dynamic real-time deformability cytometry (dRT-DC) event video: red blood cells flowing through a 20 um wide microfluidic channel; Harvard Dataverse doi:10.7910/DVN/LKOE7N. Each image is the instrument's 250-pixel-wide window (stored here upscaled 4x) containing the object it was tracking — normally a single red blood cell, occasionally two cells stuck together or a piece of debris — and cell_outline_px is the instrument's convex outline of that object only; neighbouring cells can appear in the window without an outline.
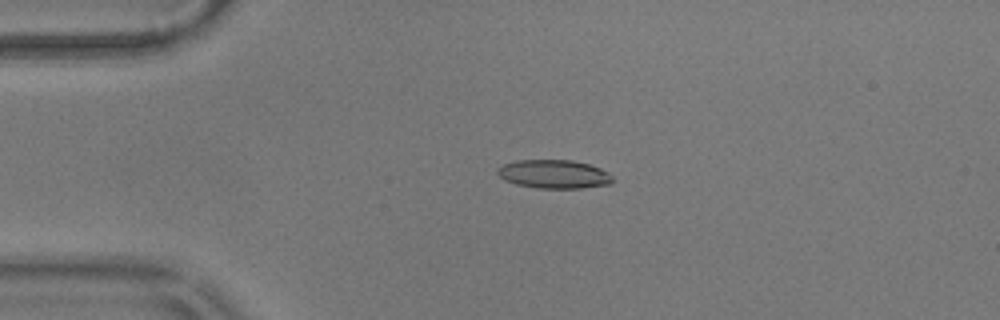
{"species": "common noctule bat (a hibernating species)", "species_latin": "Nyctalus noctula", "temperature_condition": "warm", "stored_images_in_passage": 57, "camera_frame_rate_fps": 3000, "um_per_image_px": 0.085, "animal": {"sex": "male", "body_mass_g": 17.9}, "frame": {"image": 1, "passage_image": 13, "time_ms": 4.0, "image_size_px": [1000, 320], "cell_outline_px": [[612, 184], [580, 188], [536, 188], [516, 184], [504, 180], [496, 172], [496, 168], [504, 164], [516, 160], [572, 160], [588, 164], [600, 168], [608, 172], [612, 176]], "centroid_in_image_um": [47.07, 14.8], "position_along_channel_um": 37.9, "area_um2": 19.25}}
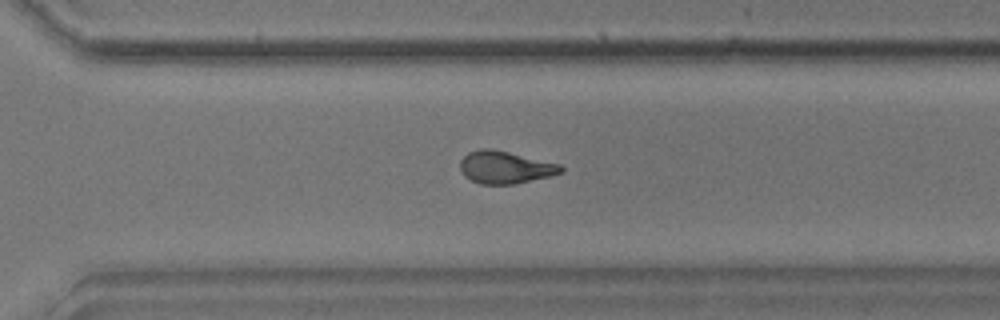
{"frame": {"image": 2, "passage_image": 40, "time_ms": 13.0, "image_size_px": [1000, 320], "cell_outline_px": [[564, 172], [548, 176], [512, 184], [480, 184], [464, 176], [460, 168], [460, 160], [468, 152], [480, 148], [492, 148], [560, 164], [564, 168]], "centroid_in_image_um": [42.91, 14.21], "position_along_channel_um": 327.7, "area_um2": 18.96}}
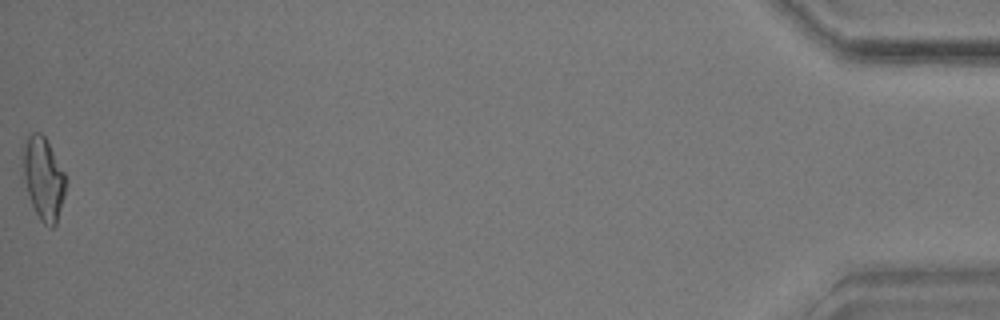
{"frame": {"image": 3, "passage_image": 57, "time_ms": 18.667, "image_size_px": [1000, 320], "cell_outline_px": [[64, 196], [56, 224], [52, 228], [48, 228], [40, 220], [32, 204], [24, 180], [20, 156], [24, 140], [32, 132], [40, 132], [44, 136], [64, 172]], "centroid_in_image_um": [3.64, 15.14], "position_along_channel_um": 431.6, "area_um2": 20.52}, "authors_computed_cell_mechanics": {"area_um2": 19.363, "velocity_mm_per_s": 3.5622, "shape_relaxation_time_tau1_ms": 7.7103, "shape_relaxation_time_tau2_ms": 2.8551, "deformation_change_tau1": 0.201, "deformation_change_tau2": 0.1092}}